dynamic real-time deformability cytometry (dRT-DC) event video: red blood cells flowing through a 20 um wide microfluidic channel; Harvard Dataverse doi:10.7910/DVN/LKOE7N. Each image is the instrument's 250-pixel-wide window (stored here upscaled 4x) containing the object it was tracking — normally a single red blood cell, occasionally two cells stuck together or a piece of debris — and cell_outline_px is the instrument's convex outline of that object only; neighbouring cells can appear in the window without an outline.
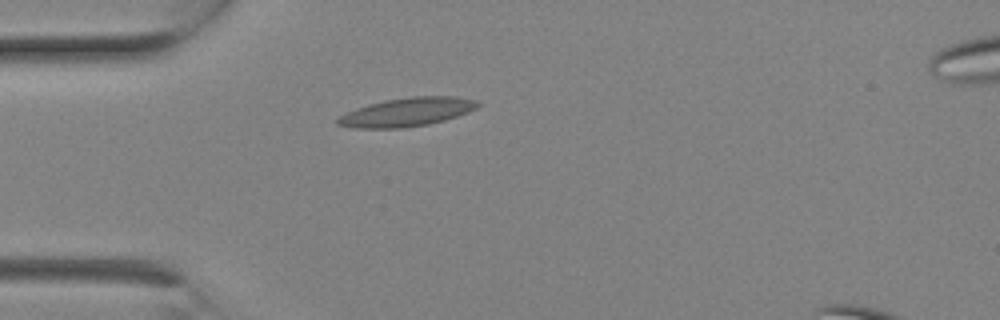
{"species": "Egyptian fruit bat (a non-hibernating species)", "species_latin": "Rousettus aegyptiacus", "temperature_condition": "room temperature", "stored_images_in_passage": 2, "camera_frame_rate_fps": 3000, "um_per_image_px": 0.085, "animal": {"sex": "female"}, "frame": {"image": 1, "passage_image": 1, "time_ms": 0.0, "image_size_px": [1000, 320], "cell_outline_px": [[480, 104], [476, 108], [468, 112], [444, 120], [428, 124], [404, 128], [352, 128], [336, 124], [336, 120], [340, 116], [356, 108], [368, 104], [384, 100], [412, 96], [456, 96], [480, 100]], "centroid_in_image_um": [34.61, 9.52], "position_along_channel_um": 50.4, "area_um2": 23.47}}